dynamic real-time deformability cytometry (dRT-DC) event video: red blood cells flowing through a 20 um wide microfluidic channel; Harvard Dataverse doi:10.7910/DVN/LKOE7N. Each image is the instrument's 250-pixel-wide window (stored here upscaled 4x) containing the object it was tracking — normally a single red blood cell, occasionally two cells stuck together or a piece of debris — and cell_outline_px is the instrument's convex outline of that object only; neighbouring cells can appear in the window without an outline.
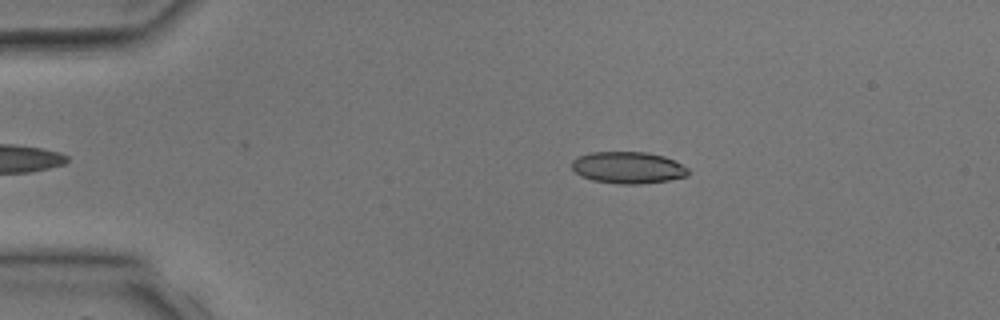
{"species": "common noctule bat (a hibernating species)", "species_latin": "Nyctalus noctula", "temperature_condition": "room temperature", "stored_images_in_passage": 2, "camera_frame_rate_fps": 3000, "um_per_image_px": 0.085, "animal": {"sex": "male", "body_mass_g": 17.9, "forearm_length_mm": 54.2}, "frame": {"image": 1, "passage_image": 1, "time_ms": 0.0, "image_size_px": [1000, 320], "cell_outline_px": [[688, 176], [668, 180], [640, 184], [620, 184], [592, 180], [580, 176], [572, 168], [572, 160], [588, 152], [648, 152], [664, 156], [688, 168]], "centroid_in_image_um": [53.36, 14.24], "position_along_channel_um": 31.6, "area_um2": 21.5}}